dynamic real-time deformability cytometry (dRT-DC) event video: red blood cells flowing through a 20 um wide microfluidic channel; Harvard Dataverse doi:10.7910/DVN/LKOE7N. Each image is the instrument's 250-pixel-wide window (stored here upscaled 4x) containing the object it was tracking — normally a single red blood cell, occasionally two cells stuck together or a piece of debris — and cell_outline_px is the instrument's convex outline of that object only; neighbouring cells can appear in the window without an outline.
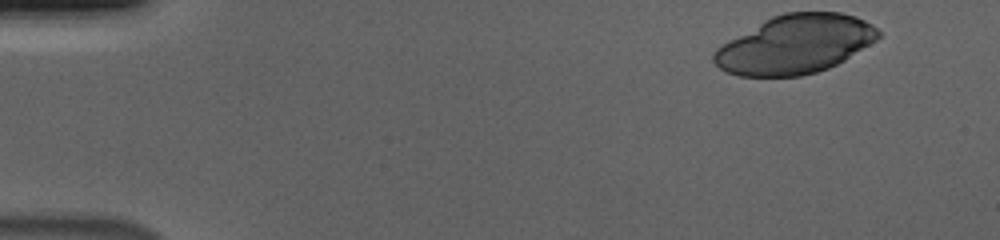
{"species": "human", "species_latin": "Homo sapiens", "temperature_condition": "cold", "stored_images_in_passage": 39, "camera_frame_rate_fps": 3000, "um_per_image_px": 0.085, "donor": {"sex": "male"}, "frame": {"image": 1, "passage_image": 1, "time_ms": 0.0, "image_size_px": [1000, 240], "cell_outline_px": [[880, 36], [876, 40], [844, 60], [828, 68], [816, 72], [800, 76], [740, 76], [728, 72], [720, 68], [712, 60], [712, 56], [716, 48], [764, 20], [772, 16], [784, 12], [840, 12], [856, 16], [872, 24], [880, 32]], "centroid_in_image_um": [67.59, 3.77], "position_along_channel_um": 17.4, "area_um2": 55.83}}